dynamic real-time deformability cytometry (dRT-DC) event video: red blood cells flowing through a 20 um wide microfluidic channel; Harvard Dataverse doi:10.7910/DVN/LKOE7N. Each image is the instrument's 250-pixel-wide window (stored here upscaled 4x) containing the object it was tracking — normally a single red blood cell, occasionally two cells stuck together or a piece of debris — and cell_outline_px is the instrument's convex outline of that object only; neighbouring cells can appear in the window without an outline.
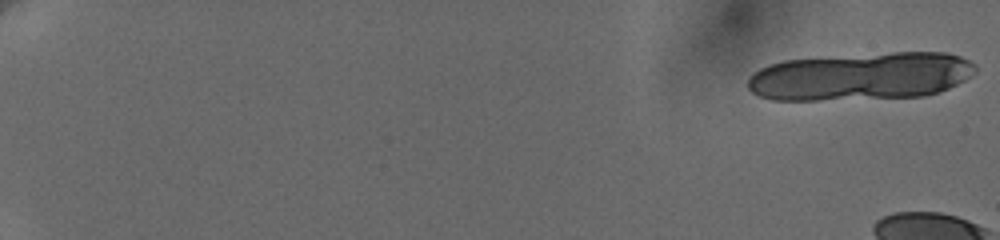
{"species": "human", "species_latin": "Homo sapiens", "temperature_condition": "cold", "stored_images_in_passage": 7, "camera_frame_rate_fps": 3000, "um_per_image_px": 0.085, "donor": {"sex": "female"}, "frame": {"image": 1, "passage_image": 1, "time_ms": 0.0, "image_size_px": [1000, 240], "cell_outline_px": [[976, 72], [972, 76], [940, 92], [924, 96], [816, 100], [772, 100], [760, 96], [752, 92], [748, 88], [748, 76], [752, 72], [768, 64], [784, 60], [892, 52], [948, 52], [960, 56], [976, 64]], "centroid_in_image_um": [73.18, 6.48], "position_along_channel_um": 11.8, "area_um2": 63.7}}